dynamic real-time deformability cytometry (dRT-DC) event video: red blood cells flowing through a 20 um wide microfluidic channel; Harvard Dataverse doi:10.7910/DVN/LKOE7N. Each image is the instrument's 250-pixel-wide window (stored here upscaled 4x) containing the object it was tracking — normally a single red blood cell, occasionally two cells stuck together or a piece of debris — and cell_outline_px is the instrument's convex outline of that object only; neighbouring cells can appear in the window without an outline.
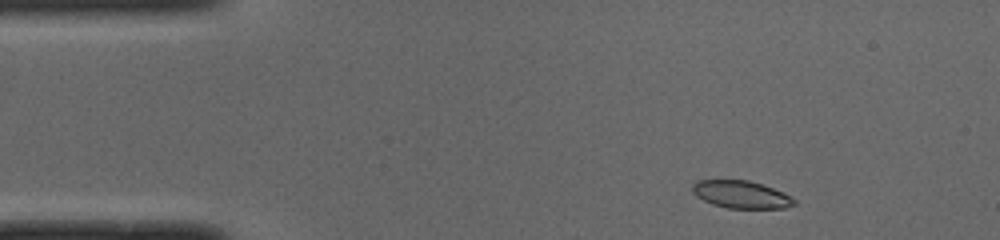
{"species": "common noctule bat (a hibernating species)", "species_latin": "Nyctalus noctula", "temperature_condition": "cold", "stored_images_in_passage": 46, "camera_frame_rate_fps": 3000, "um_per_image_px": 0.085, "animal": {"sex": "male", "body_mass_g": 19.0, "forearm_length_mm": 50.8}, "frame": {"image": 1, "passage_image": 3, "time_ms": 0.667, "image_size_px": [1000, 240], "cell_outline_px": [[796, 204], [784, 208], [728, 208], [712, 204], [696, 196], [692, 192], [692, 184], [696, 180], [748, 180], [764, 184], [784, 192], [792, 196], [796, 200]], "centroid_in_image_um": [63.02, 16.52], "position_along_channel_um": 22.0, "area_um2": 16.53}}
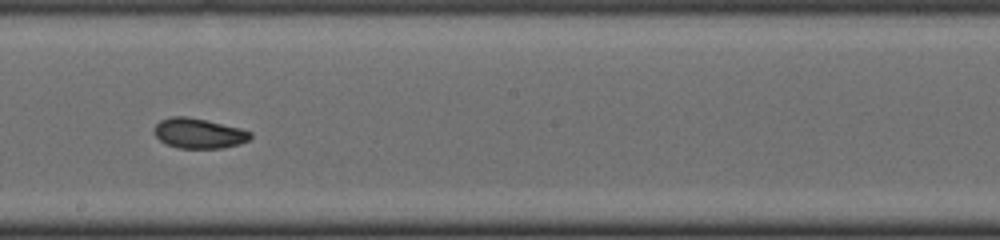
{"frame": {"image": 2, "passage_image": 24, "time_ms": 7.667, "image_size_px": [1000, 240], "cell_outline_px": [[252, 136], [248, 140], [240, 144], [220, 148], [180, 148], [168, 144], [160, 140], [152, 132], [156, 124], [160, 120], [172, 116], [188, 116], [208, 120], [240, 128], [252, 132]], "centroid_in_image_um": [16.89, 11.32], "position_along_channel_um": 231.3, "area_um2": 16.94}}
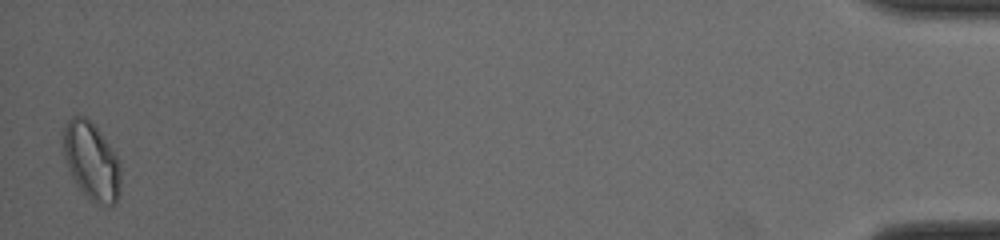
{"frame": {"image": 3, "passage_image": 46, "time_ms": 15.0, "image_size_px": [1000, 240], "cell_outline_px": [[120, 196], [116, 204], [108, 208], [100, 208], [80, 188], [72, 176], [68, 168], [64, 156], [64, 124], [72, 116], [84, 116], [100, 132], [116, 152], [120, 160]], "centroid_in_image_um": [7.83, 13.75], "position_along_channel_um": 427.4, "area_um2": 26.24}, "authors_computed_cell_mechanics": {"area_um2": 17.4845, "velocity_mm_per_s": 3.9632, "shape_relaxation_time_tau1_ms": 5.3718, "shape_relaxation_time_tau2_ms": 2.0633, "deformation_change_tau1": 0.1111, "deformation_change_tau2": 0.0611}}